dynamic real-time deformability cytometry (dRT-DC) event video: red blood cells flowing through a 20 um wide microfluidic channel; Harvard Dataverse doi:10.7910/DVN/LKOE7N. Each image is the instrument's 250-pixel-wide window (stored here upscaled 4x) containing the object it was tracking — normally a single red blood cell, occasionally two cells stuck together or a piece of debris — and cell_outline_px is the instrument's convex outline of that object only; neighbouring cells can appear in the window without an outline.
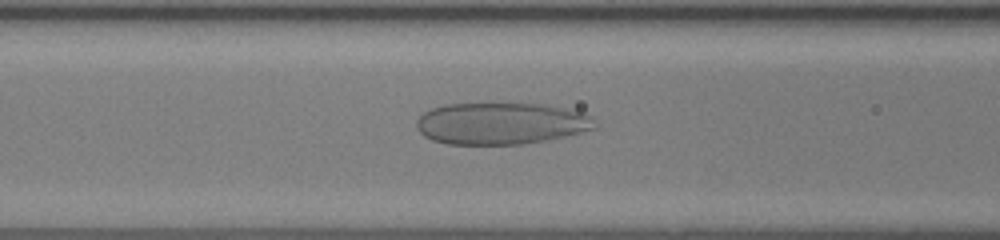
{"species": "human", "species_latin": "Homo sapiens", "temperature_condition": "room temperature", "stored_images_in_passage": 34, "camera_frame_rate_fps": 3000, "um_per_image_px": 0.085, "donor": {"sex": "female"}, "frame": {"image": 1, "passage_image": 5, "time_ms": 1.333, "image_size_px": [1000, 240], "cell_outline_px": [[596, 128], [564, 136], [524, 144], [448, 144], [432, 140], [424, 136], [416, 128], [416, 120], [424, 112], [432, 108], [444, 104], [492, 100], [544, 104], [568, 108], [584, 112], [592, 120]], "centroid_in_image_um": [42.53, 10.43], "position_along_channel_um": 124.1, "area_um2": 44.74}}
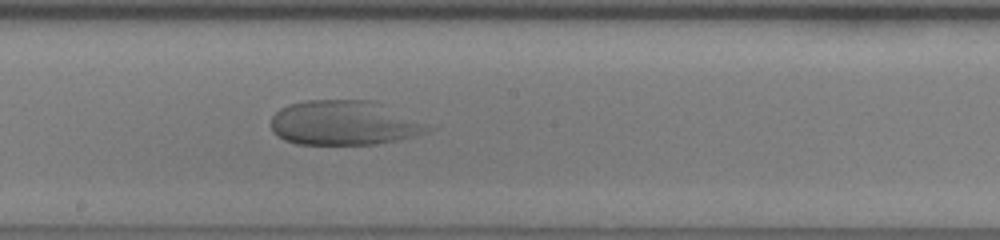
{"frame": {"image": 2, "passage_image": 12, "time_ms": 3.667, "image_size_px": [1000, 240], "cell_outline_px": [[436, 128], [428, 132], [396, 140], [376, 144], [296, 144], [284, 140], [276, 136], [272, 132], [272, 116], [280, 108], [288, 104], [304, 100], [372, 100]], "centroid_in_image_um": [29.2, 10.45], "position_along_channel_um": 219.0, "area_um2": 40.63}}
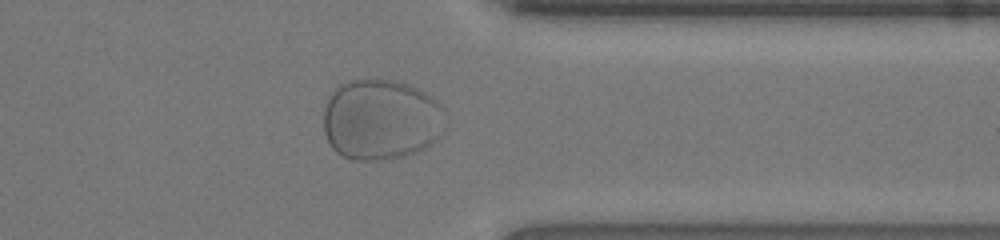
{"frame": {"image": 3, "passage_image": 24, "time_ms": 7.667, "image_size_px": [1000, 240], "cell_outline_px": [[448, 128], [432, 144], [416, 152], [400, 156], [376, 160], [352, 160], [336, 152], [332, 148], [324, 132], [324, 108], [332, 92], [340, 84], [348, 80], [392, 80], [416, 88], [424, 92], [436, 100], [444, 108], [448, 120]], "centroid_in_image_um": [32.43, 10.17], "position_along_channel_um": 379.0, "area_um2": 57.8}}